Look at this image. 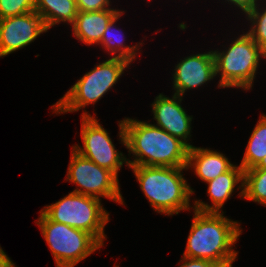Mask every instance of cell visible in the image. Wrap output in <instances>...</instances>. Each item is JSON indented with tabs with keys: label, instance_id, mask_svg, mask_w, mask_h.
Wrapping results in <instances>:
<instances>
[{
	"label": "cell",
	"instance_id": "obj_1",
	"mask_svg": "<svg viewBox=\"0 0 266 267\" xmlns=\"http://www.w3.org/2000/svg\"><path fill=\"white\" fill-rule=\"evenodd\" d=\"M121 143L133 153L128 166L186 167L189 147L165 130L145 121H119Z\"/></svg>",
	"mask_w": 266,
	"mask_h": 267
},
{
	"label": "cell",
	"instance_id": "obj_2",
	"mask_svg": "<svg viewBox=\"0 0 266 267\" xmlns=\"http://www.w3.org/2000/svg\"><path fill=\"white\" fill-rule=\"evenodd\" d=\"M224 212H199L194 217L187 239L184 257L214 261L222 267H232L238 252L233 249L242 234L240 224L225 217Z\"/></svg>",
	"mask_w": 266,
	"mask_h": 267
},
{
	"label": "cell",
	"instance_id": "obj_3",
	"mask_svg": "<svg viewBox=\"0 0 266 267\" xmlns=\"http://www.w3.org/2000/svg\"><path fill=\"white\" fill-rule=\"evenodd\" d=\"M134 172L140 188L157 213L168 216L190 210L194 193L181 171L186 167L128 166Z\"/></svg>",
	"mask_w": 266,
	"mask_h": 267
},
{
	"label": "cell",
	"instance_id": "obj_4",
	"mask_svg": "<svg viewBox=\"0 0 266 267\" xmlns=\"http://www.w3.org/2000/svg\"><path fill=\"white\" fill-rule=\"evenodd\" d=\"M212 52L215 75L220 74L218 88L238 87L249 90L253 86L260 58H266V53L247 32L233 40L225 51Z\"/></svg>",
	"mask_w": 266,
	"mask_h": 267
},
{
	"label": "cell",
	"instance_id": "obj_5",
	"mask_svg": "<svg viewBox=\"0 0 266 267\" xmlns=\"http://www.w3.org/2000/svg\"><path fill=\"white\" fill-rule=\"evenodd\" d=\"M131 63L121 58H109L85 73L67 93L52 105L56 114L77 112L96 103L116 84Z\"/></svg>",
	"mask_w": 266,
	"mask_h": 267
},
{
	"label": "cell",
	"instance_id": "obj_6",
	"mask_svg": "<svg viewBox=\"0 0 266 267\" xmlns=\"http://www.w3.org/2000/svg\"><path fill=\"white\" fill-rule=\"evenodd\" d=\"M41 211L54 222L88 232L104 245V228L110 218L108 211L101 204V199L70 192Z\"/></svg>",
	"mask_w": 266,
	"mask_h": 267
},
{
	"label": "cell",
	"instance_id": "obj_7",
	"mask_svg": "<svg viewBox=\"0 0 266 267\" xmlns=\"http://www.w3.org/2000/svg\"><path fill=\"white\" fill-rule=\"evenodd\" d=\"M57 267H74L103 245L88 232L50 220L42 211L36 222Z\"/></svg>",
	"mask_w": 266,
	"mask_h": 267
},
{
	"label": "cell",
	"instance_id": "obj_8",
	"mask_svg": "<svg viewBox=\"0 0 266 267\" xmlns=\"http://www.w3.org/2000/svg\"><path fill=\"white\" fill-rule=\"evenodd\" d=\"M71 154L65 180L80 187L72 192L97 199L104 197L124 205L119 180L113 172L100 167L74 149H72Z\"/></svg>",
	"mask_w": 266,
	"mask_h": 267
},
{
	"label": "cell",
	"instance_id": "obj_9",
	"mask_svg": "<svg viewBox=\"0 0 266 267\" xmlns=\"http://www.w3.org/2000/svg\"><path fill=\"white\" fill-rule=\"evenodd\" d=\"M81 139L83 147L73 146V149L82 156L90 159L95 164L113 172L118 177V171L128 161L122 152L119 153L106 131L96 116L88 114L86 110L82 113Z\"/></svg>",
	"mask_w": 266,
	"mask_h": 267
},
{
	"label": "cell",
	"instance_id": "obj_10",
	"mask_svg": "<svg viewBox=\"0 0 266 267\" xmlns=\"http://www.w3.org/2000/svg\"><path fill=\"white\" fill-rule=\"evenodd\" d=\"M47 31L36 11L0 19V57L26 47Z\"/></svg>",
	"mask_w": 266,
	"mask_h": 267
},
{
	"label": "cell",
	"instance_id": "obj_11",
	"mask_svg": "<svg viewBox=\"0 0 266 267\" xmlns=\"http://www.w3.org/2000/svg\"><path fill=\"white\" fill-rule=\"evenodd\" d=\"M183 97L173 94L172 98L157 95L152 103V113L157 124L155 126L168 132L173 137L183 141L189 148L193 145L188 143L191 137V122L193 117L187 115L181 105Z\"/></svg>",
	"mask_w": 266,
	"mask_h": 267
},
{
	"label": "cell",
	"instance_id": "obj_12",
	"mask_svg": "<svg viewBox=\"0 0 266 267\" xmlns=\"http://www.w3.org/2000/svg\"><path fill=\"white\" fill-rule=\"evenodd\" d=\"M174 71V94L183 97L187 90L198 88L216 77L213 52L187 56L175 65Z\"/></svg>",
	"mask_w": 266,
	"mask_h": 267
},
{
	"label": "cell",
	"instance_id": "obj_13",
	"mask_svg": "<svg viewBox=\"0 0 266 267\" xmlns=\"http://www.w3.org/2000/svg\"><path fill=\"white\" fill-rule=\"evenodd\" d=\"M239 182H241V185H239L237 189L239 190L241 188L239 196L243 197L244 170L240 165H234L229 171L220 174L215 179L207 182V193L213 205H209L200 200H195L193 210L199 212H223L220 209L223 207L227 199L231 197L232 193L234 192L235 186Z\"/></svg>",
	"mask_w": 266,
	"mask_h": 267
},
{
	"label": "cell",
	"instance_id": "obj_14",
	"mask_svg": "<svg viewBox=\"0 0 266 267\" xmlns=\"http://www.w3.org/2000/svg\"><path fill=\"white\" fill-rule=\"evenodd\" d=\"M120 12L121 10H116V8L91 12L78 11L71 25L74 37L87 45H100L107 25Z\"/></svg>",
	"mask_w": 266,
	"mask_h": 267
},
{
	"label": "cell",
	"instance_id": "obj_15",
	"mask_svg": "<svg viewBox=\"0 0 266 267\" xmlns=\"http://www.w3.org/2000/svg\"><path fill=\"white\" fill-rule=\"evenodd\" d=\"M233 166L225 155L216 150L195 146L189 148L186 168L193 167L198 178L206 183L229 171Z\"/></svg>",
	"mask_w": 266,
	"mask_h": 267
},
{
	"label": "cell",
	"instance_id": "obj_16",
	"mask_svg": "<svg viewBox=\"0 0 266 267\" xmlns=\"http://www.w3.org/2000/svg\"><path fill=\"white\" fill-rule=\"evenodd\" d=\"M35 11L49 30L60 22L72 25L78 13L76 0H35Z\"/></svg>",
	"mask_w": 266,
	"mask_h": 267
},
{
	"label": "cell",
	"instance_id": "obj_17",
	"mask_svg": "<svg viewBox=\"0 0 266 267\" xmlns=\"http://www.w3.org/2000/svg\"><path fill=\"white\" fill-rule=\"evenodd\" d=\"M125 13L124 11H121L116 17H114L111 22L107 25L105 32L103 33V36L101 38L100 44L103 46L102 48H105L107 52L110 51L112 58H121L129 61L130 63L135 60V57L137 55L139 48V45H142V43H137L136 45L125 46L123 43L125 40L124 33L121 36V33H117L119 29L114 26L118 19L121 17V15ZM118 34H115V32ZM120 36V37H119Z\"/></svg>",
	"mask_w": 266,
	"mask_h": 267
},
{
	"label": "cell",
	"instance_id": "obj_18",
	"mask_svg": "<svg viewBox=\"0 0 266 267\" xmlns=\"http://www.w3.org/2000/svg\"><path fill=\"white\" fill-rule=\"evenodd\" d=\"M266 156V114H262L249 138L240 166L248 170L256 167Z\"/></svg>",
	"mask_w": 266,
	"mask_h": 267
},
{
	"label": "cell",
	"instance_id": "obj_19",
	"mask_svg": "<svg viewBox=\"0 0 266 267\" xmlns=\"http://www.w3.org/2000/svg\"><path fill=\"white\" fill-rule=\"evenodd\" d=\"M243 198L266 206V169L244 171Z\"/></svg>",
	"mask_w": 266,
	"mask_h": 267
},
{
	"label": "cell",
	"instance_id": "obj_20",
	"mask_svg": "<svg viewBox=\"0 0 266 267\" xmlns=\"http://www.w3.org/2000/svg\"><path fill=\"white\" fill-rule=\"evenodd\" d=\"M258 6L259 5L246 14V19L251 21V28L249 31H247V33L251 36L252 40L266 53V8H261V10Z\"/></svg>",
	"mask_w": 266,
	"mask_h": 267
},
{
	"label": "cell",
	"instance_id": "obj_21",
	"mask_svg": "<svg viewBox=\"0 0 266 267\" xmlns=\"http://www.w3.org/2000/svg\"><path fill=\"white\" fill-rule=\"evenodd\" d=\"M35 11V0H0V19Z\"/></svg>",
	"mask_w": 266,
	"mask_h": 267
},
{
	"label": "cell",
	"instance_id": "obj_22",
	"mask_svg": "<svg viewBox=\"0 0 266 267\" xmlns=\"http://www.w3.org/2000/svg\"><path fill=\"white\" fill-rule=\"evenodd\" d=\"M110 0H76L78 11L91 12L112 9Z\"/></svg>",
	"mask_w": 266,
	"mask_h": 267
},
{
	"label": "cell",
	"instance_id": "obj_23",
	"mask_svg": "<svg viewBox=\"0 0 266 267\" xmlns=\"http://www.w3.org/2000/svg\"><path fill=\"white\" fill-rule=\"evenodd\" d=\"M180 262H183L179 267H222L214 261L202 260L198 258L182 257Z\"/></svg>",
	"mask_w": 266,
	"mask_h": 267
},
{
	"label": "cell",
	"instance_id": "obj_24",
	"mask_svg": "<svg viewBox=\"0 0 266 267\" xmlns=\"http://www.w3.org/2000/svg\"><path fill=\"white\" fill-rule=\"evenodd\" d=\"M234 6L239 7L240 10L247 14L258 5V0H226Z\"/></svg>",
	"mask_w": 266,
	"mask_h": 267
},
{
	"label": "cell",
	"instance_id": "obj_25",
	"mask_svg": "<svg viewBox=\"0 0 266 267\" xmlns=\"http://www.w3.org/2000/svg\"><path fill=\"white\" fill-rule=\"evenodd\" d=\"M0 267H16L0 246Z\"/></svg>",
	"mask_w": 266,
	"mask_h": 267
},
{
	"label": "cell",
	"instance_id": "obj_26",
	"mask_svg": "<svg viewBox=\"0 0 266 267\" xmlns=\"http://www.w3.org/2000/svg\"><path fill=\"white\" fill-rule=\"evenodd\" d=\"M254 168L266 169V156L262 158L261 162Z\"/></svg>",
	"mask_w": 266,
	"mask_h": 267
}]
</instances>
